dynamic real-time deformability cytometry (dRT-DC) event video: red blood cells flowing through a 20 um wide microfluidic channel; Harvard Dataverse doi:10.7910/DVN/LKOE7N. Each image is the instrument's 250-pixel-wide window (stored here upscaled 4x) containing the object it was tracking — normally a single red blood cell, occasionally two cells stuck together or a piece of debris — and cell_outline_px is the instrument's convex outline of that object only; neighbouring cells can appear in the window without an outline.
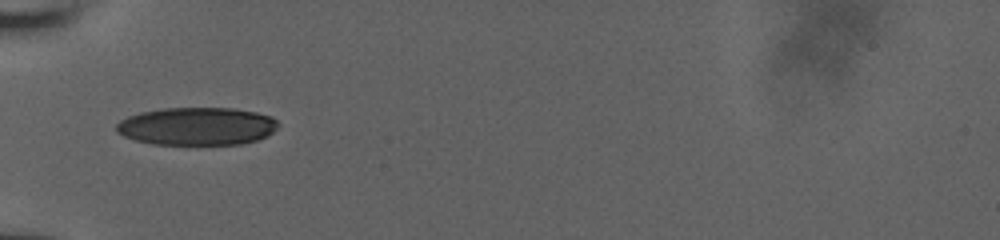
{"species": "human", "species_latin": "Homo sapiens", "temperature_condition": "room temperature", "stored_images_in_passage": 33, "camera_frame_rate_fps": 3000, "um_per_image_px": 0.085, "donor": {"sex": "male"}, "frame": {"image": 1, "passage_image": 1, "time_ms": 0.0, "image_size_px": [1000, 240], "cell_outline_px": [[280, 124], [268, 136], [256, 140], [240, 144], [152, 144], [136, 140], [124, 136], [116, 132], [116, 124], [120, 120], [128, 116], [140, 112], [164, 108], [232, 108], [256, 112], [272, 116]], "centroid_in_image_um": [16.74, 10.72], "position_along_channel_um": 68.3, "area_um2": 35.78}}
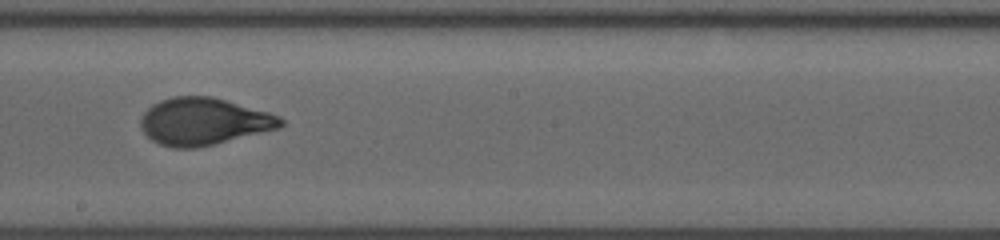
{"frame": {"image": 2, "passage_image": 14, "time_ms": 4.333, "image_size_px": [1000, 240], "cell_outline_px": [[284, 124], [280, 128], [196, 148], [172, 148], [160, 144], [152, 140], [140, 128], [140, 120], [144, 112], [152, 104], [160, 100], [172, 96], [212, 96], [268, 112], [280, 116], [284, 120]], "centroid_in_image_um": [17.3, 10.32], "position_along_channel_um": 230.9, "area_um2": 38.44}}
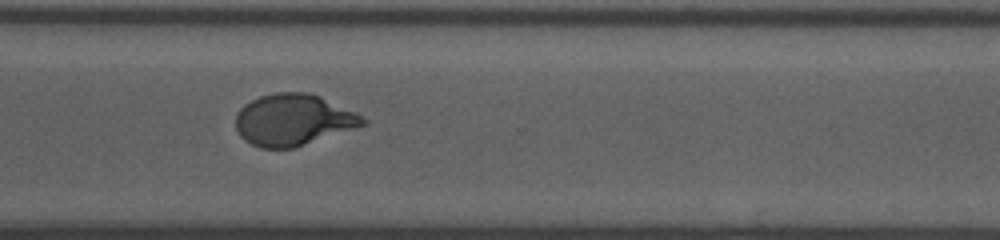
{"frame": {"image": 3, "passage_image": 23, "time_ms": 7.333, "image_size_px": [1000, 240], "cell_outline_px": [[368, 124], [292, 148], [260, 148], [244, 140], [240, 136], [236, 128], [236, 112], [244, 104], [260, 96], [276, 92], [308, 92], [320, 96], [356, 112], [368, 120]], "centroid_in_image_um": [24.92, 10.18], "position_along_channel_um": 345.7, "area_um2": 38.15}, "authors_computed_cell_mechanics": {"area_um2": 38.0324, "velocity_mm_per_s": 3.8418, "shape_relaxation_time_tau1_ms": 4.4835, "shape_relaxation_time_tau2_ms": null, "deformation_change_tau1": 0.2163, "deformation_change_tau2": null}}